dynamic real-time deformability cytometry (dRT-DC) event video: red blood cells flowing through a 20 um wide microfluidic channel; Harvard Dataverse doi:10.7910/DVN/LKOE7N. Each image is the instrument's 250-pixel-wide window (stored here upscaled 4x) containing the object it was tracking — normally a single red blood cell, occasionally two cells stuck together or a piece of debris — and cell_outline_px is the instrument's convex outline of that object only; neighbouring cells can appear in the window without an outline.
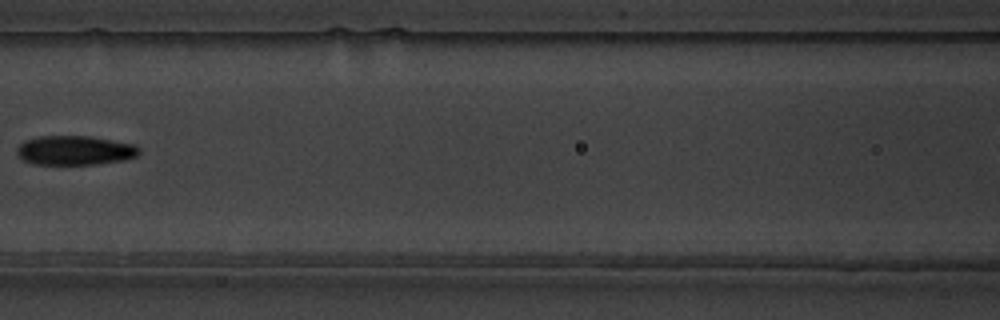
{"species": "common noctule bat (a hibernating species)", "species_latin": "Nyctalus noctula", "temperature_condition": "warm", "stored_images_in_passage": 8, "camera_frame_rate_fps": 3000, "um_per_image_px": 0.085, "animal": {"sex": "male", "body_mass_g": 19.5, "forearm_length_mm": 54.6}, "frame": {"image": 1, "passage_image": 7, "time_ms": 8.0, "image_size_px": [1000, 320], "cell_outline_px": [[140, 152], [136, 156], [124, 160], [96, 164], [32, 164], [24, 160], [16, 152], [16, 148], [24, 140], [36, 136], [88, 136], [112, 140], [132, 144], [140, 148]], "centroid_in_image_um": [6.33, 12.78], "position_along_channel_um": 160.3, "area_um2": 20.87}}
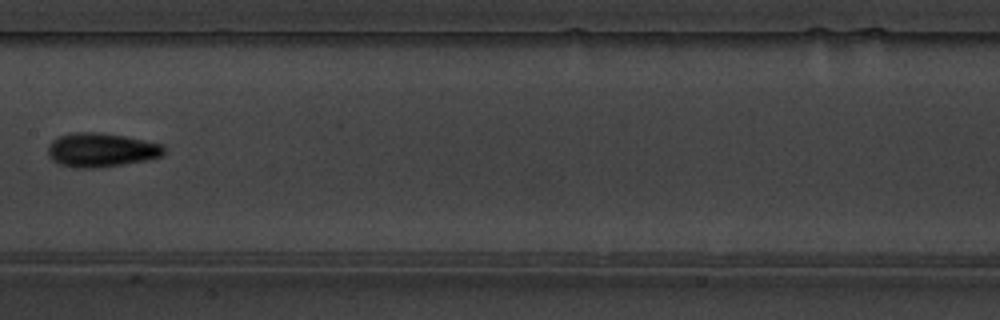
{"frame": {"image": 2, "passage_image": 8, "time_ms": 9.0, "image_size_px": [1000, 320], "cell_outline_px": [[164, 152], [160, 156], [148, 160], [92, 168], [76, 168], [60, 164], [52, 160], [48, 156], [48, 148], [52, 140], [60, 136], [72, 132], [92, 132], [124, 136], [164, 144]], "centroid_in_image_um": [8.58, 12.74], "position_along_channel_um": 198.8, "area_um2": 22.77}}